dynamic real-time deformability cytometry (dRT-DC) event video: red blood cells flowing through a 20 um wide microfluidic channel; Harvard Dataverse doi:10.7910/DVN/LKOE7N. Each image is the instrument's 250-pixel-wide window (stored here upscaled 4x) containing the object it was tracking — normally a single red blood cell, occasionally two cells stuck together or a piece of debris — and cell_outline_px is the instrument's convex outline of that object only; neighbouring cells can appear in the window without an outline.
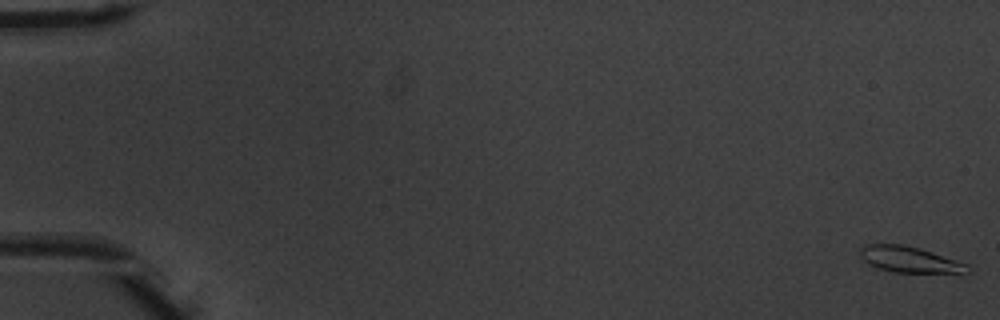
{"species": "common noctule bat (a hibernating species)", "species_latin": "Nyctalus noctula", "temperature_condition": "warm", "stored_images_in_passage": 53, "camera_frame_rate_fps": 3000, "um_per_image_px": 0.085, "animal": {"sex": "male", "body_mass_g": 20.1, "forearm_length_mm": 53.5}, "frame": {"image": 1, "passage_image": 1, "time_ms": 0.0, "image_size_px": [1000, 320], "cell_outline_px": [[968, 272], [896, 272], [876, 268], [868, 264], [860, 256], [860, 248], [868, 244], [904, 244], [920, 248], [968, 264]], "centroid_in_image_um": [77.25, 22.04], "position_along_channel_um": 7.7, "area_um2": 16.01}}
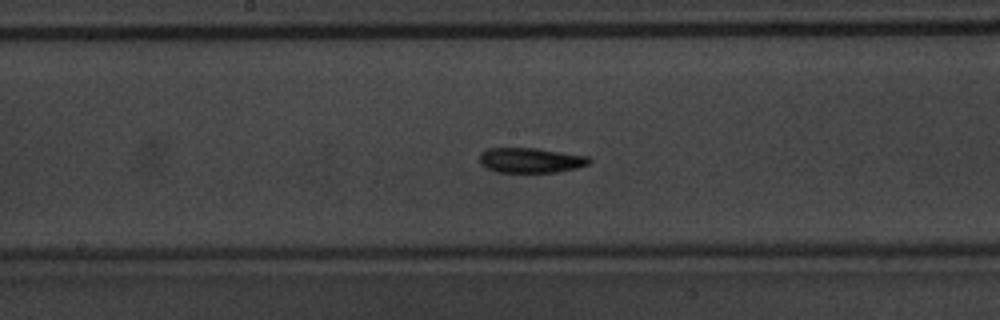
{"frame": {"image": 2, "passage_image": 29, "time_ms": 9.333, "image_size_px": [1000, 320], "cell_outline_px": [[592, 160], [588, 164], [576, 168], [556, 172], [496, 172], [480, 164], [480, 152], [488, 148], [536, 148], [588, 156]], "centroid_in_image_um": [45.09, 13.62], "position_along_channel_um": 203.1, "area_um2": 15.95}}
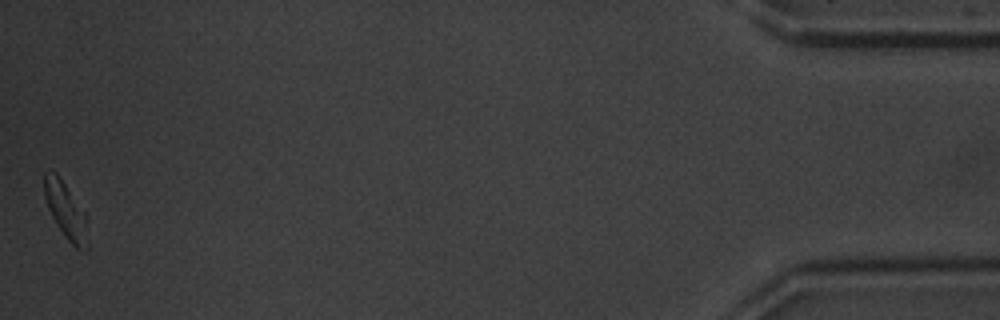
{"frame": {"image": 3, "passage_image": 53, "time_ms": 17.333, "image_size_px": [1000, 320], "cell_outline_px": [[88, 252], [84, 252], [76, 248], [64, 236], [56, 224], [48, 208], [44, 196], [44, 172], [56, 172], [88, 216]], "centroid_in_image_um": [5.64, 17.97], "position_along_channel_um": 429.6, "area_um2": 14.57}, "authors_computed_cell_mechanics": {"area_um2": 15.7216, "velocity_mm_per_s": 3.9087, "shape_relaxation_time_tau1_ms": 1.9551, "shape_relaxation_time_tau2_ms": 10.5903, "deformation_change_tau1": 0.1352, "deformation_change_tau2": 0.1612}}